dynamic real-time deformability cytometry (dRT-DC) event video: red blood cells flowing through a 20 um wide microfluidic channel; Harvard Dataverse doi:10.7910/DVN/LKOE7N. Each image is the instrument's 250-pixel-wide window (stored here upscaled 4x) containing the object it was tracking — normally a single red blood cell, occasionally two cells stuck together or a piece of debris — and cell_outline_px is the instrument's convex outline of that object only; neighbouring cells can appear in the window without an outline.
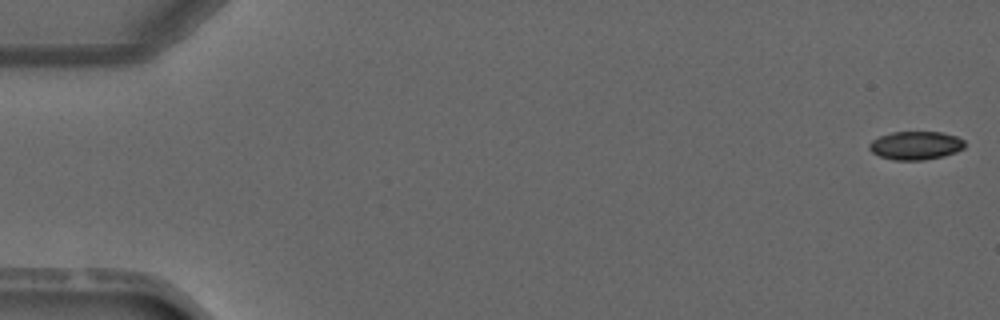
{"species": "common noctule bat (a hibernating species)", "species_latin": "Nyctalus noctula", "temperature_condition": "warm", "stored_images_in_passage": 5, "camera_frame_rate_fps": 3000, "um_per_image_px": 0.085, "animal": {"sex": "male", "forearm_length_mm": 52.5}, "frame": {"image": 1, "passage_image": 1, "time_ms": 0.0, "image_size_px": [1000, 320], "cell_outline_px": [[964, 148], [956, 152], [924, 160], [896, 160], [880, 156], [872, 152], [868, 148], [868, 144], [872, 140], [880, 136], [892, 132], [944, 132], [956, 136], [964, 140]], "centroid_in_image_um": [77.82, 12.35], "position_along_channel_um": 7.2, "area_um2": 15.72}}
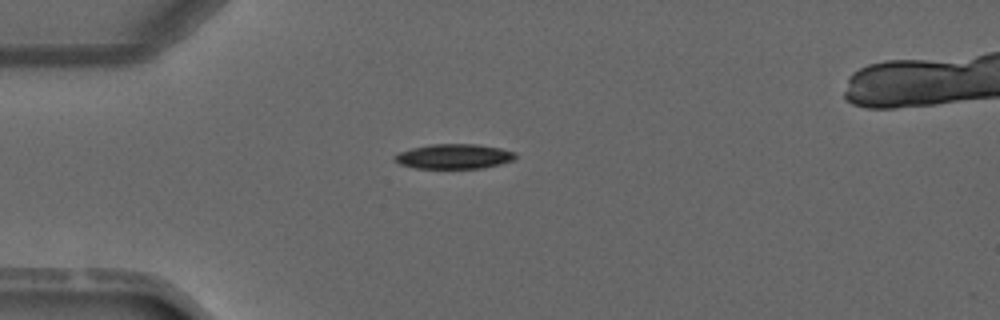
{"frame": {"image": 2, "passage_image": 4, "time_ms": 3.667, "image_size_px": [1000, 320], "cell_outline_px": [[516, 156], [512, 160], [500, 164], [480, 168], [416, 168], [400, 164], [392, 160], [392, 156], [400, 152], [412, 148], [432, 144], [476, 144], [500, 148], [516, 152]], "centroid_in_image_um": [38.56, 13.29], "position_along_channel_um": 46.4, "area_um2": 17.4}}